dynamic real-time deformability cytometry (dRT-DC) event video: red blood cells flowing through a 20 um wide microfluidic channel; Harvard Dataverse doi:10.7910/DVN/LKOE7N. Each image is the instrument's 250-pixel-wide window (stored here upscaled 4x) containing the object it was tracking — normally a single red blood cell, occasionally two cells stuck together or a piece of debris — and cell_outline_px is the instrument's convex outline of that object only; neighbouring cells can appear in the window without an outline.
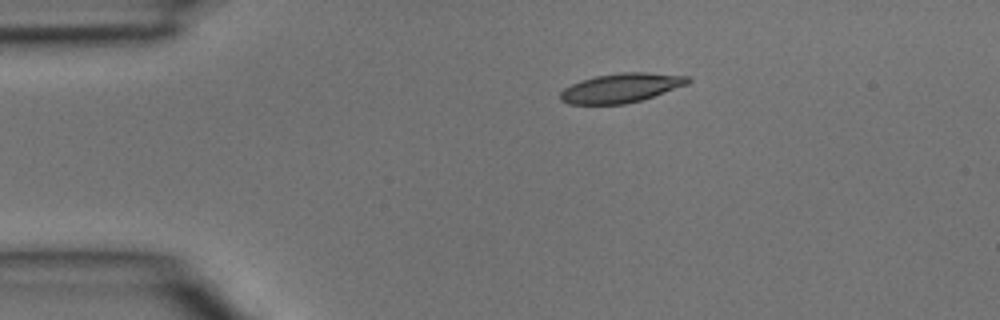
{"species": "common noctule bat (a hibernating species)", "species_latin": "Nyctalus noctula", "temperature_condition": "room temperature", "stored_images_in_passage": 2, "camera_frame_rate_fps": 3000, "um_per_image_px": 0.085, "animal": {"sex": "male", "body_mass_g": 15.6}, "frame": {"image": 1, "passage_image": 1, "time_ms": 0.0, "image_size_px": [1000, 320], "cell_outline_px": [[692, 80], [688, 84], [640, 100], [624, 104], [568, 104], [560, 100], [560, 92], [564, 88], [580, 80], [596, 76], [620, 72], [648, 72], [688, 76]], "centroid_in_image_um": [52.77, 7.46], "position_along_channel_um": 32.2, "area_um2": 21.68}}